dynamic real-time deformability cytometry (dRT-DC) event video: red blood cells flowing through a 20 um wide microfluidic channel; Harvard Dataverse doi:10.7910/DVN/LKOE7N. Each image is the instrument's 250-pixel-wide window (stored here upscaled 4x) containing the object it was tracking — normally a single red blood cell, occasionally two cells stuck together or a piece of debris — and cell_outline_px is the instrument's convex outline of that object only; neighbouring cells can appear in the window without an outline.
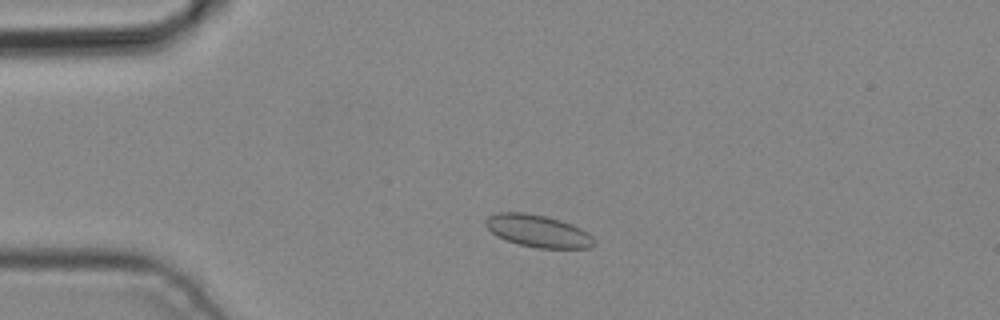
{"species": "common noctule bat (a hibernating species)", "species_latin": "Nyctalus noctula", "temperature_condition": "cold", "stored_images_in_passage": 5, "camera_frame_rate_fps": 3000, "um_per_image_px": 0.085, "animal": {"sex": "male", "body_mass_g": 19.2, "forearm_length_mm": 51.8}, "frame": {"image": 1, "passage_image": 3, "time_ms": 0.667, "image_size_px": [1000, 320], "cell_outline_px": [[596, 244], [592, 248], [536, 248], [520, 244], [496, 236], [484, 224], [484, 220], [488, 216], [500, 212], [524, 212], [544, 216], [560, 220], [572, 224], [588, 232], [596, 240]], "centroid_in_image_um": [45.76, 19.64], "position_along_channel_um": 39.2, "area_um2": 20.46}}
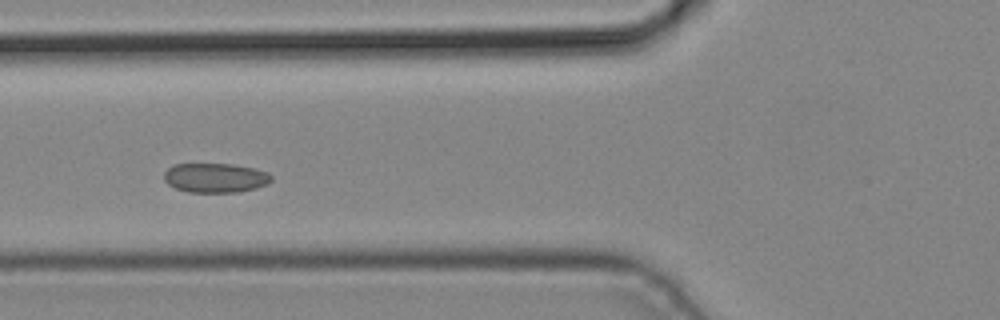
{"frame": {"image": 2, "passage_image": 5, "time_ms": 1.333, "image_size_px": [1000, 320], "cell_outline_px": [[272, 180], [268, 184], [256, 188], [240, 192], [188, 192], [176, 188], [168, 184], [164, 180], [164, 172], [172, 164], [232, 164], [252, 168], [268, 172], [272, 176]], "centroid_in_image_um": [18.31, 15.11], "position_along_channel_um": 107.5, "area_um2": 18.5}}